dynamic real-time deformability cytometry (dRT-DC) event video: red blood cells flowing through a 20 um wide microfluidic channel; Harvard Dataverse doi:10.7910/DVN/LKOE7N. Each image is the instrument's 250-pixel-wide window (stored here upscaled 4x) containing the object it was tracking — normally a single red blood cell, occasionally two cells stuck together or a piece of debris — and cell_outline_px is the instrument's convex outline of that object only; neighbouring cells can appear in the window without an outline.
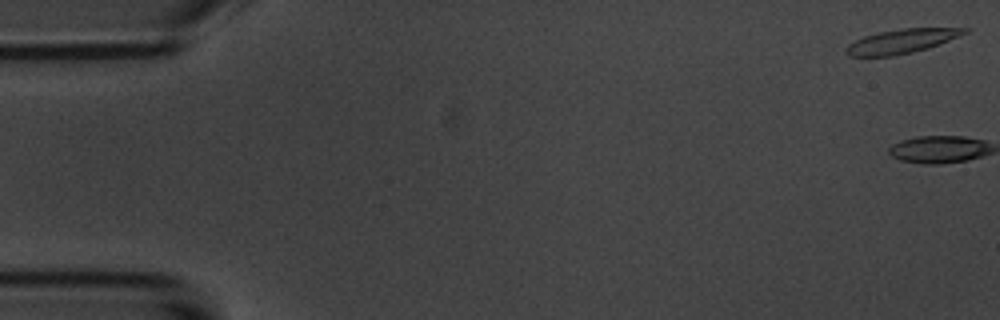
{"species": "common noctule bat (a hibernating species)", "species_latin": "Nyctalus noctula", "temperature_condition": "room temperature", "stored_images_in_passage": 7, "camera_frame_rate_fps": 3000, "um_per_image_px": 0.085, "animal": {"sex": "male", "body_mass_g": 20.1, "forearm_length_mm": 53.5}, "frame": {"image": 1, "passage_image": 1, "time_ms": 0.0, "image_size_px": [1000, 320], "cell_outline_px": [[968, 32], [960, 36], [940, 44], [928, 48], [912, 52], [892, 56], [848, 56], [844, 48], [848, 44], [864, 36], [880, 32], [900, 28], [968, 28]], "centroid_in_image_um": [76.63, 3.5], "position_along_channel_um": 8.4, "area_um2": 16.65}}
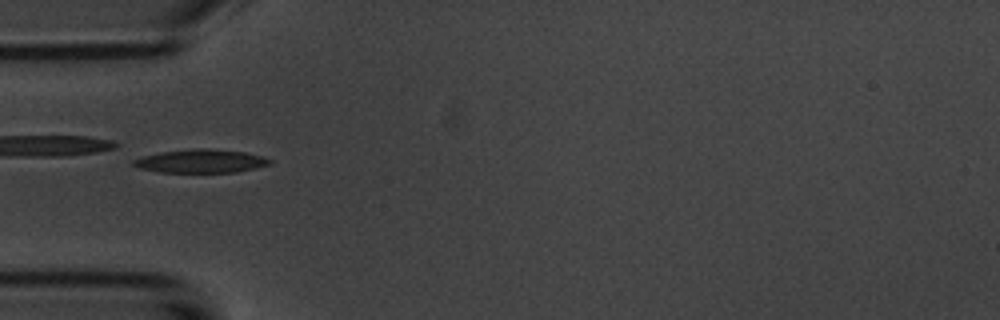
{"frame": {"image": 2, "passage_image": 5, "time_ms": 5.667, "image_size_px": [1000, 320], "cell_outline_px": [[272, 164], [256, 168], [236, 172], [160, 172], [140, 168], [132, 164], [132, 160], [144, 156], [160, 152], [196, 148], [208, 148], [244, 152], [264, 156], [272, 160]], "centroid_in_image_um": [17.12, 13.69], "position_along_channel_um": 67.9, "area_um2": 18.61}}
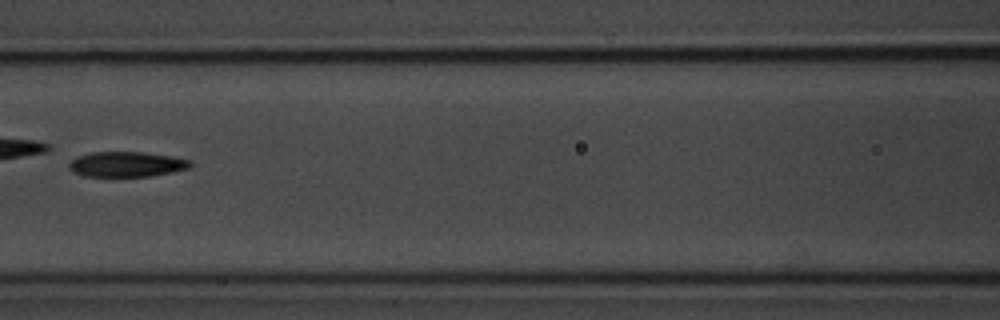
{"frame": {"image": 3, "passage_image": 7, "time_ms": 8.0, "image_size_px": [1000, 320], "cell_outline_px": [[192, 164], [188, 168], [148, 176], [84, 176], [68, 168], [68, 164], [76, 156], [92, 152], [144, 152], [172, 156], [192, 160]], "centroid_in_image_um": [10.74, 13.94], "position_along_channel_um": 155.9, "area_um2": 17.63}}